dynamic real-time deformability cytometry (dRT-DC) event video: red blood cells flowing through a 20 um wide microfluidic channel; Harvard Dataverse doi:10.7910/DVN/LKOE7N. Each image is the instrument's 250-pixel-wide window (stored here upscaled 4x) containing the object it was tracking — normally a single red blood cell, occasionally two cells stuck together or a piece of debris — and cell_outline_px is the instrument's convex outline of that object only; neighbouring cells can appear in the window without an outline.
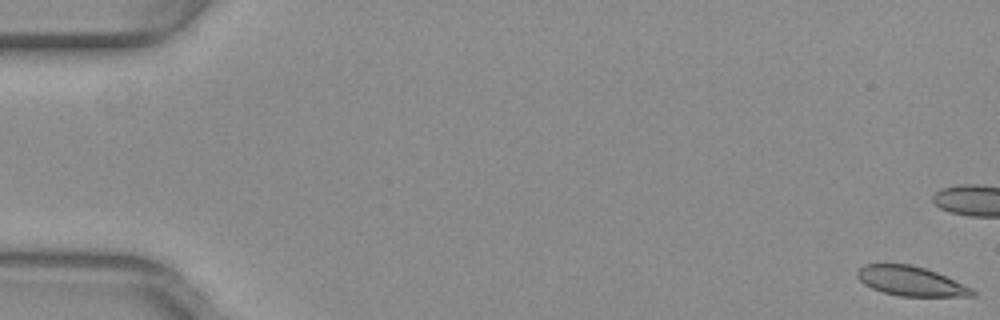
{"species": "common noctule bat (a hibernating species)", "species_latin": "Nyctalus noctula", "temperature_condition": "warm", "stored_images_in_passage": 54, "camera_frame_rate_fps": 3000, "um_per_image_px": 0.085, "animal": {"sex": "female", "body_mass_g": 29.2, "forearm_length_mm": 56.3}, "frame": {"image": 1, "passage_image": 1, "time_ms": 0.0, "image_size_px": [1000, 320], "cell_outline_px": [[976, 296], [900, 296], [884, 292], [872, 288], [864, 284], [856, 276], [856, 272], [864, 264], [912, 264], [936, 272], [972, 288], [976, 292]], "centroid_in_image_um": [77.41, 23.89], "position_along_channel_um": 7.6, "area_um2": 19.65}}
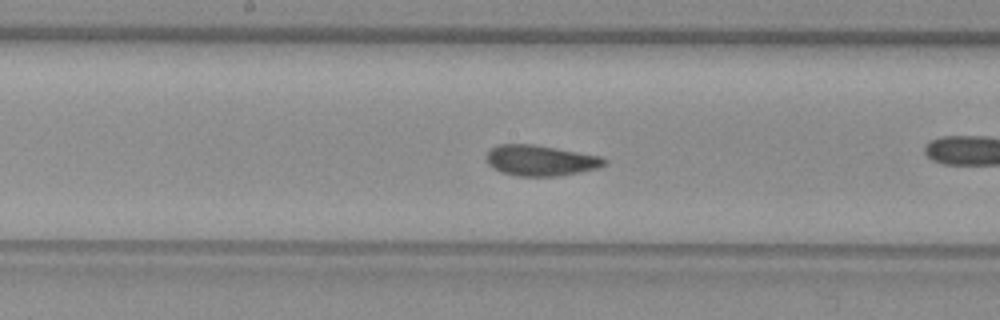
{"frame": {"image": 2, "passage_image": 28, "time_ms": 9.0, "image_size_px": [1000, 320], "cell_outline_px": [[608, 164], [596, 168], [560, 176], [516, 176], [500, 172], [492, 168], [484, 160], [484, 156], [496, 144], [532, 144], [556, 148], [600, 156], [608, 160]], "centroid_in_image_um": [45.89, 13.64], "position_along_channel_um": 202.3, "area_um2": 21.27}}
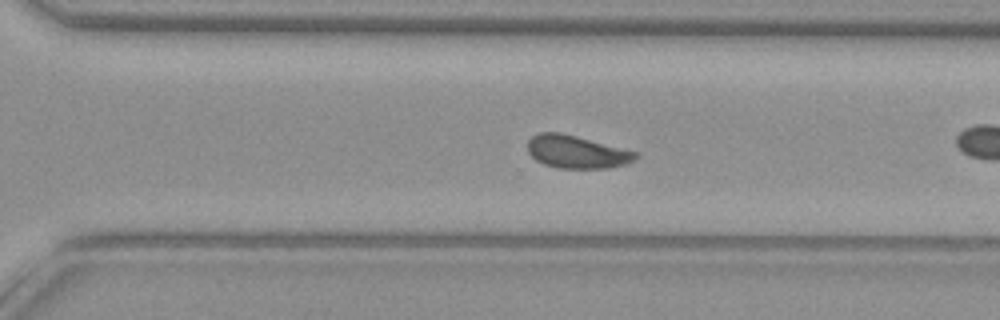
{"frame": {"image": 3, "passage_image": 37, "time_ms": 12.0, "image_size_px": [1000, 320], "cell_outline_px": [[640, 156], [628, 164], [608, 168], [556, 168], [544, 164], [536, 160], [528, 152], [528, 140], [532, 136], [540, 132], [560, 132], [640, 152]], "centroid_in_image_um": [49.06, 12.91], "position_along_channel_um": 321.5, "area_um2": 20.87}, "authors_computed_cell_mechanics": {"area_um2": 20.9814, "velocity_mm_per_s": 3.9911, "shape_relaxation_time_tau1_ms": 10.5499, "shape_relaxation_time_tau2_ms": 1.336, "deformation_change_tau1": 0.2219, "deformation_change_tau2": 0.0499}}